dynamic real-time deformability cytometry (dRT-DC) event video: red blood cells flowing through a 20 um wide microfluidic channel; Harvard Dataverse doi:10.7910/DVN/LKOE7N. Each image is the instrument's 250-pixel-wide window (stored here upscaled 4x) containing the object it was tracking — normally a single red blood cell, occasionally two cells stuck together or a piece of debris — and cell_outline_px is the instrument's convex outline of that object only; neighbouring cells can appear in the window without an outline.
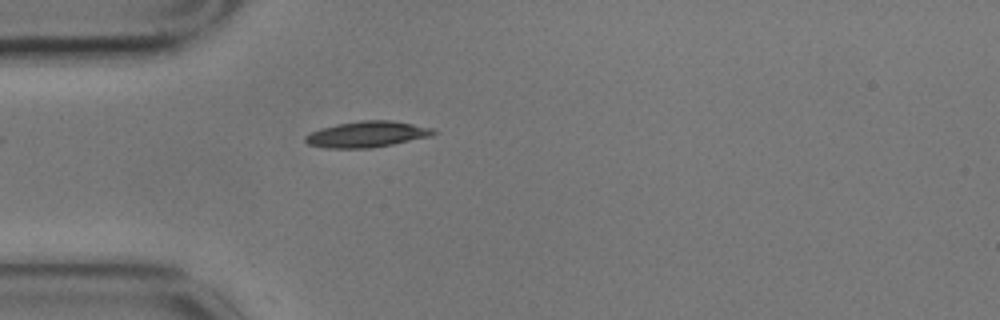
{"species": "common noctule bat (a hibernating species)", "species_latin": "Nyctalus noctula", "temperature_condition": "cold", "stored_images_in_passage": 1, "camera_frame_rate_fps": 3000, "um_per_image_px": 0.085, "animal": {"sex": "male", "body_mass_g": 17.9}, "frame": {"image": 1, "passage_image": 1, "time_ms": 0.0, "image_size_px": [1000, 320], "cell_outline_px": [[436, 132], [432, 136], [372, 148], [324, 148], [308, 144], [304, 140], [304, 136], [320, 128], [336, 124], [360, 120], [392, 120], [432, 128]], "centroid_in_image_um": [31.16, 11.41], "position_along_channel_um": 53.8, "area_um2": 19.42}}